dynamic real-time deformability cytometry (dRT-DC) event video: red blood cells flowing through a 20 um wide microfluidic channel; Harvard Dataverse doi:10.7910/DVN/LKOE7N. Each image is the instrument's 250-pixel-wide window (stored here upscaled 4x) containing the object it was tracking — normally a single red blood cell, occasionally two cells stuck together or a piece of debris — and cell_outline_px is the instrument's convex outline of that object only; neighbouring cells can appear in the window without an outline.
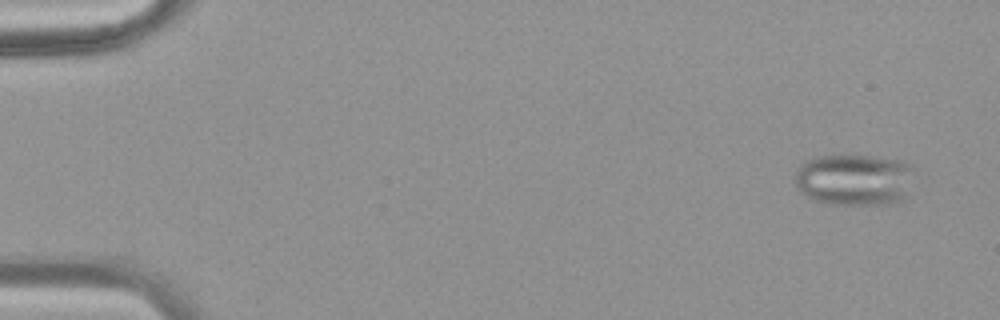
{"species": "common noctule bat (a hibernating species)", "species_latin": "Nyctalus noctula", "temperature_condition": "warm", "stored_images_in_passage": 9, "camera_frame_rate_fps": 3000, "um_per_image_px": 0.085, "animal": {"sex": "female", "body_mass_g": 18.4}, "frame": {"image": 1, "passage_image": 3, "time_ms": 0.667, "image_size_px": [1000, 320], "cell_outline_px": [[912, 168], [908, 196], [904, 200], [888, 204], [832, 204], [812, 200], [800, 192], [796, 188], [796, 172], [800, 164], [804, 160], [816, 156], [872, 156], [904, 160], [912, 164]], "centroid_in_image_um": [72.62, 15.27], "position_along_channel_um": 12.4, "area_um2": 36.3}}